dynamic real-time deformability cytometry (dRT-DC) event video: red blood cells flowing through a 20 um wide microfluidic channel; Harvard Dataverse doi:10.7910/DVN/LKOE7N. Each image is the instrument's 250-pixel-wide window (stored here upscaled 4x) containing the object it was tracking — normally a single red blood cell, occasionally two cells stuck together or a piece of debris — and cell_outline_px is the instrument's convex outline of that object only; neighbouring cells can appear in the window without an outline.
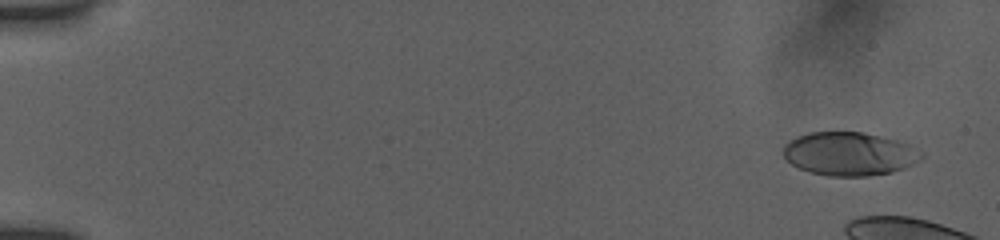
{"species": "human", "species_latin": "Homo sapiens", "temperature_condition": "room temperature", "stored_images_in_passage": 13, "camera_frame_rate_fps": 3000, "um_per_image_px": 0.085, "donor": {"sex": "female"}, "frame": {"image": 1, "passage_image": 3, "time_ms": 0.667, "image_size_px": [1000, 240], "cell_outline_px": [[924, 156], [920, 160], [904, 168], [892, 172], [868, 176], [828, 176], [812, 172], [800, 168], [792, 164], [784, 156], [784, 144], [796, 136], [808, 132], [864, 132], [896, 140], [908, 144], [924, 152]], "centroid_in_image_um": [72.21, 13.07], "position_along_channel_um": 12.8, "area_um2": 34.97}}